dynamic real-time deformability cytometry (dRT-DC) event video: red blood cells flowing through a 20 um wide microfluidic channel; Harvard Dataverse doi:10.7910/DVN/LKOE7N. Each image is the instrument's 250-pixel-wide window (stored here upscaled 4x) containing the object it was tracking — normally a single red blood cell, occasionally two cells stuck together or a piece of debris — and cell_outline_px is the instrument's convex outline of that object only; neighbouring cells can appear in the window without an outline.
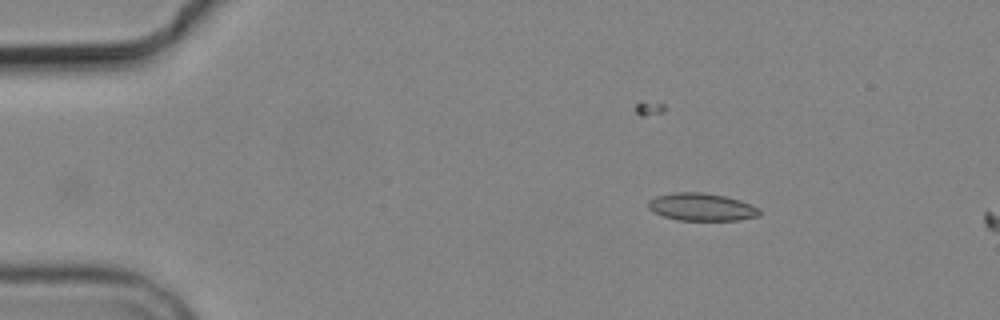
{"species": "common noctule bat (a hibernating species)", "species_latin": "Nyctalus noctula", "temperature_condition": "cold", "stored_images_in_passage": 2, "camera_frame_rate_fps": 3000, "um_per_image_px": 0.085, "animal": {"sex": "male", "body_mass_g": 19.2, "forearm_length_mm": 51.8}, "frame": {"image": 1, "passage_image": 1, "time_ms": 0.0, "image_size_px": [1000, 320], "cell_outline_px": [[760, 216], [740, 220], [676, 220], [652, 212], [648, 208], [648, 200], [656, 196], [676, 192], [704, 192], [724, 196], [740, 200], [760, 208]], "centroid_in_image_um": [59.63, 17.59], "position_along_channel_um": 25.4, "area_um2": 18.03}}